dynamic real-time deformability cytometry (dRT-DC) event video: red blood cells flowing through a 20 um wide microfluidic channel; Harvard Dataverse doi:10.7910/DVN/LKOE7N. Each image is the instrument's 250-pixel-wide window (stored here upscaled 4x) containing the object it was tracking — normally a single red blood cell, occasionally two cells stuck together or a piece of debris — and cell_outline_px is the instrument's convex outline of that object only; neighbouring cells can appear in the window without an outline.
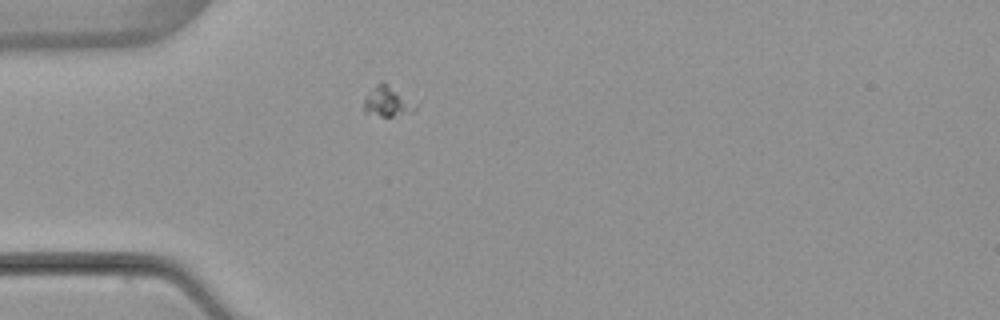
{"species": "common noctule bat (a hibernating species)", "species_latin": "Nyctalus noctula", "temperature_condition": "warm", "stored_images_in_passage": 3, "camera_frame_rate_fps": 3000, "um_per_image_px": 0.085, "animal": {"sex": "female", "body_mass_g": 22.7, "forearm_length_mm": 54.2}, "frame": {"image": 1, "passage_image": 2, "time_ms": 1.333, "image_size_px": [1000, 320], "cell_outline_px": [[420, 100], [416, 108], [412, 112], [392, 116], [380, 116], [364, 112], [364, 96], [380, 80], [384, 80]], "centroid_in_image_um": [33.05, 8.55], "position_along_channel_um": 52.0, "area_um2": 10.0}}